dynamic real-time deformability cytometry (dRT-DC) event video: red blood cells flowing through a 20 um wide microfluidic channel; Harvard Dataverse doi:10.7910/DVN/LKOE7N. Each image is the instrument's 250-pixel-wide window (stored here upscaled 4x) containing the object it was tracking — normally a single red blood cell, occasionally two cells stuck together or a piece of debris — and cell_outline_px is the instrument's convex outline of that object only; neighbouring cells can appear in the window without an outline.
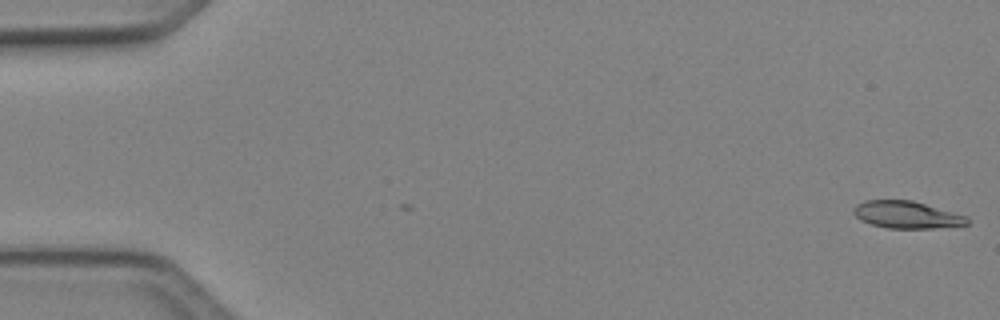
{"species": "Egyptian fruit bat (a non-hibernating species)", "species_latin": "Rousettus aegyptiacus", "temperature_condition": "cold", "stored_images_in_passage": 50, "camera_frame_rate_fps": 3000, "um_per_image_px": 0.085, "animal": {"sex": "female"}, "frame": {"image": 1, "passage_image": 1, "time_ms": 0.0, "image_size_px": [1000, 320], "cell_outline_px": [[968, 224], [932, 228], [888, 228], [872, 224], [860, 220], [852, 212], [852, 208], [856, 204], [864, 200], [912, 200], [968, 216]], "centroid_in_image_um": [77.03, 18.24], "position_along_channel_um": 8.0, "area_um2": 17.98}}
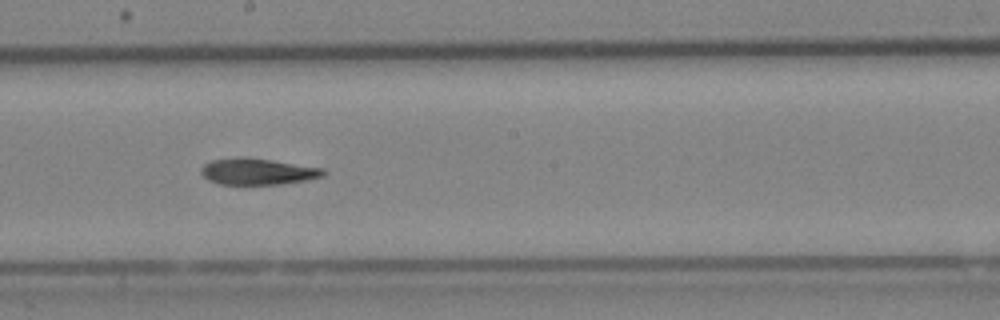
{"frame": {"image": 2, "passage_image": 28, "time_ms": 9.0, "image_size_px": [1000, 320], "cell_outline_px": [[324, 176], [304, 180], [276, 184], [220, 184], [208, 180], [200, 172], [200, 168], [204, 164], [212, 160], [244, 156], [272, 160], [324, 168]], "centroid_in_image_um": [21.86, 14.56], "position_along_channel_um": 226.3, "area_um2": 18.67}}
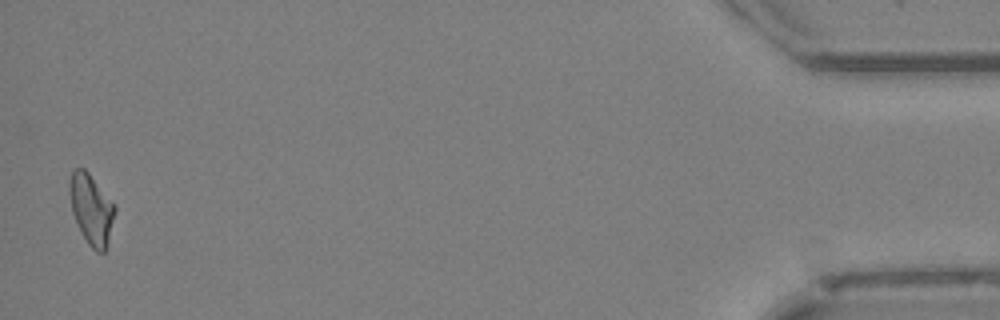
{"frame": {"image": 3, "passage_image": 49, "time_ms": 16.0, "image_size_px": [1000, 320], "cell_outline_px": [[116, 208], [108, 240], [104, 252], [96, 252], [88, 244], [72, 212], [68, 192], [68, 180], [72, 172], [76, 168], [84, 168], [88, 172], [116, 204]], "centroid_in_image_um": [7.75, 17.73], "position_along_channel_um": 427.4, "area_um2": 18.5}}